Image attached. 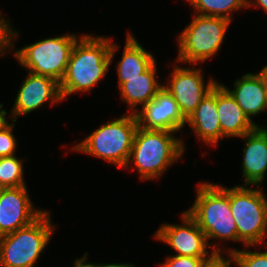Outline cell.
I'll return each instance as SVG.
<instances>
[{
  "instance_id": "7a4b0ae2",
  "label": "cell",
  "mask_w": 267,
  "mask_h": 267,
  "mask_svg": "<svg viewBox=\"0 0 267 267\" xmlns=\"http://www.w3.org/2000/svg\"><path fill=\"white\" fill-rule=\"evenodd\" d=\"M173 134L175 132L138 127L125 168L132 163L142 180L159 178L185 150L182 140Z\"/></svg>"
},
{
  "instance_id": "83f0119b",
  "label": "cell",
  "mask_w": 267,
  "mask_h": 267,
  "mask_svg": "<svg viewBox=\"0 0 267 267\" xmlns=\"http://www.w3.org/2000/svg\"><path fill=\"white\" fill-rule=\"evenodd\" d=\"M257 75L260 77L264 90H265V94H266V99H267V65L264 66V68L262 70L259 71V73H257Z\"/></svg>"
},
{
  "instance_id": "cb8c5ba5",
  "label": "cell",
  "mask_w": 267,
  "mask_h": 267,
  "mask_svg": "<svg viewBox=\"0 0 267 267\" xmlns=\"http://www.w3.org/2000/svg\"><path fill=\"white\" fill-rule=\"evenodd\" d=\"M1 15L2 14H0V54L5 55L7 50L14 48L12 38L16 40L18 33L11 29L9 22Z\"/></svg>"
},
{
  "instance_id": "30bf717a",
  "label": "cell",
  "mask_w": 267,
  "mask_h": 267,
  "mask_svg": "<svg viewBox=\"0 0 267 267\" xmlns=\"http://www.w3.org/2000/svg\"><path fill=\"white\" fill-rule=\"evenodd\" d=\"M171 74V79L166 81H170L169 86L164 85V88L174 97L186 119L218 83L210 79L205 84L200 68L175 66Z\"/></svg>"
},
{
  "instance_id": "4fadbf2b",
  "label": "cell",
  "mask_w": 267,
  "mask_h": 267,
  "mask_svg": "<svg viewBox=\"0 0 267 267\" xmlns=\"http://www.w3.org/2000/svg\"><path fill=\"white\" fill-rule=\"evenodd\" d=\"M26 79L18 91L11 115L14 123L17 117L39 109L45 102L51 100V106L62 101L60 83L42 75L27 72Z\"/></svg>"
},
{
  "instance_id": "3957f363",
  "label": "cell",
  "mask_w": 267,
  "mask_h": 267,
  "mask_svg": "<svg viewBox=\"0 0 267 267\" xmlns=\"http://www.w3.org/2000/svg\"><path fill=\"white\" fill-rule=\"evenodd\" d=\"M195 202L187 213L210 239L240 241L229 201V189L209 182L200 183Z\"/></svg>"
},
{
  "instance_id": "f546056e",
  "label": "cell",
  "mask_w": 267,
  "mask_h": 267,
  "mask_svg": "<svg viewBox=\"0 0 267 267\" xmlns=\"http://www.w3.org/2000/svg\"><path fill=\"white\" fill-rule=\"evenodd\" d=\"M2 107L4 106L0 103V129L4 128L9 123L6 119L7 112L5 109H1Z\"/></svg>"
},
{
  "instance_id": "277c9868",
  "label": "cell",
  "mask_w": 267,
  "mask_h": 267,
  "mask_svg": "<svg viewBox=\"0 0 267 267\" xmlns=\"http://www.w3.org/2000/svg\"><path fill=\"white\" fill-rule=\"evenodd\" d=\"M137 129L136 115L124 114L121 118L101 125L82 142L76 144L72 151L93 155L125 168Z\"/></svg>"
},
{
  "instance_id": "9a60e30c",
  "label": "cell",
  "mask_w": 267,
  "mask_h": 267,
  "mask_svg": "<svg viewBox=\"0 0 267 267\" xmlns=\"http://www.w3.org/2000/svg\"><path fill=\"white\" fill-rule=\"evenodd\" d=\"M216 104L223 137H243L259 127L249 120L230 93L217 83Z\"/></svg>"
},
{
  "instance_id": "1f68e13d",
  "label": "cell",
  "mask_w": 267,
  "mask_h": 267,
  "mask_svg": "<svg viewBox=\"0 0 267 267\" xmlns=\"http://www.w3.org/2000/svg\"><path fill=\"white\" fill-rule=\"evenodd\" d=\"M0 267H2V265H1V250H0Z\"/></svg>"
},
{
  "instance_id": "5bb4252c",
  "label": "cell",
  "mask_w": 267,
  "mask_h": 267,
  "mask_svg": "<svg viewBox=\"0 0 267 267\" xmlns=\"http://www.w3.org/2000/svg\"><path fill=\"white\" fill-rule=\"evenodd\" d=\"M242 161L243 185H261L267 172V128L256 127L245 134Z\"/></svg>"
},
{
  "instance_id": "ac0fdd59",
  "label": "cell",
  "mask_w": 267,
  "mask_h": 267,
  "mask_svg": "<svg viewBox=\"0 0 267 267\" xmlns=\"http://www.w3.org/2000/svg\"><path fill=\"white\" fill-rule=\"evenodd\" d=\"M156 61L142 74L134 78H125L119 88L122 96V101L132 109V114L136 113L138 109L136 106H145L156 94L164 87L159 84L156 78ZM134 111V112H133Z\"/></svg>"
},
{
  "instance_id": "8fae6325",
  "label": "cell",
  "mask_w": 267,
  "mask_h": 267,
  "mask_svg": "<svg viewBox=\"0 0 267 267\" xmlns=\"http://www.w3.org/2000/svg\"><path fill=\"white\" fill-rule=\"evenodd\" d=\"M45 211L35 210L26 186L0 188V236L30 225Z\"/></svg>"
},
{
  "instance_id": "8992f818",
  "label": "cell",
  "mask_w": 267,
  "mask_h": 267,
  "mask_svg": "<svg viewBox=\"0 0 267 267\" xmlns=\"http://www.w3.org/2000/svg\"><path fill=\"white\" fill-rule=\"evenodd\" d=\"M246 185L229 188V201L240 242L246 247L262 243L267 233V199Z\"/></svg>"
},
{
  "instance_id": "7c38bea8",
  "label": "cell",
  "mask_w": 267,
  "mask_h": 267,
  "mask_svg": "<svg viewBox=\"0 0 267 267\" xmlns=\"http://www.w3.org/2000/svg\"><path fill=\"white\" fill-rule=\"evenodd\" d=\"M135 115L138 127L146 130L176 133L187 124L176 100L164 87L141 110L138 108Z\"/></svg>"
},
{
  "instance_id": "d4e9b609",
  "label": "cell",
  "mask_w": 267,
  "mask_h": 267,
  "mask_svg": "<svg viewBox=\"0 0 267 267\" xmlns=\"http://www.w3.org/2000/svg\"><path fill=\"white\" fill-rule=\"evenodd\" d=\"M208 258L172 255L166 259L161 267H200Z\"/></svg>"
},
{
  "instance_id": "2e32d148",
  "label": "cell",
  "mask_w": 267,
  "mask_h": 267,
  "mask_svg": "<svg viewBox=\"0 0 267 267\" xmlns=\"http://www.w3.org/2000/svg\"><path fill=\"white\" fill-rule=\"evenodd\" d=\"M197 138L216 146L223 135L216 104V86L200 102L193 113L186 119Z\"/></svg>"
},
{
  "instance_id": "6da1fadb",
  "label": "cell",
  "mask_w": 267,
  "mask_h": 267,
  "mask_svg": "<svg viewBox=\"0 0 267 267\" xmlns=\"http://www.w3.org/2000/svg\"><path fill=\"white\" fill-rule=\"evenodd\" d=\"M117 48V44L103 36H80L60 82L62 98L76 92L90 93L91 88L105 78Z\"/></svg>"
},
{
  "instance_id": "5b68a950",
  "label": "cell",
  "mask_w": 267,
  "mask_h": 267,
  "mask_svg": "<svg viewBox=\"0 0 267 267\" xmlns=\"http://www.w3.org/2000/svg\"><path fill=\"white\" fill-rule=\"evenodd\" d=\"M53 231L50 212L45 211L30 225L0 236L2 267H35Z\"/></svg>"
},
{
  "instance_id": "ffe728a7",
  "label": "cell",
  "mask_w": 267,
  "mask_h": 267,
  "mask_svg": "<svg viewBox=\"0 0 267 267\" xmlns=\"http://www.w3.org/2000/svg\"><path fill=\"white\" fill-rule=\"evenodd\" d=\"M198 15L231 21V12L247 7V0H187Z\"/></svg>"
},
{
  "instance_id": "52a82bcc",
  "label": "cell",
  "mask_w": 267,
  "mask_h": 267,
  "mask_svg": "<svg viewBox=\"0 0 267 267\" xmlns=\"http://www.w3.org/2000/svg\"><path fill=\"white\" fill-rule=\"evenodd\" d=\"M231 21L194 14L189 25L178 37V62L195 65L213 57L219 51Z\"/></svg>"
},
{
  "instance_id": "9c48e42d",
  "label": "cell",
  "mask_w": 267,
  "mask_h": 267,
  "mask_svg": "<svg viewBox=\"0 0 267 267\" xmlns=\"http://www.w3.org/2000/svg\"><path fill=\"white\" fill-rule=\"evenodd\" d=\"M182 221L184 225L162 224L154 236L171 246L178 256L210 257L214 252H221L215 246L209 255L205 233L187 211L182 213Z\"/></svg>"
},
{
  "instance_id": "7402d4cb",
  "label": "cell",
  "mask_w": 267,
  "mask_h": 267,
  "mask_svg": "<svg viewBox=\"0 0 267 267\" xmlns=\"http://www.w3.org/2000/svg\"><path fill=\"white\" fill-rule=\"evenodd\" d=\"M239 267H267V250L265 252L248 250H228Z\"/></svg>"
},
{
  "instance_id": "d6986e66",
  "label": "cell",
  "mask_w": 267,
  "mask_h": 267,
  "mask_svg": "<svg viewBox=\"0 0 267 267\" xmlns=\"http://www.w3.org/2000/svg\"><path fill=\"white\" fill-rule=\"evenodd\" d=\"M125 41L122 59L117 65L119 87L125 83V78L138 77L155 62L153 55L146 51L131 33H128Z\"/></svg>"
},
{
  "instance_id": "44dd1931",
  "label": "cell",
  "mask_w": 267,
  "mask_h": 267,
  "mask_svg": "<svg viewBox=\"0 0 267 267\" xmlns=\"http://www.w3.org/2000/svg\"><path fill=\"white\" fill-rule=\"evenodd\" d=\"M23 163L15 155L0 157V188L26 186Z\"/></svg>"
},
{
  "instance_id": "603a6c76",
  "label": "cell",
  "mask_w": 267,
  "mask_h": 267,
  "mask_svg": "<svg viewBox=\"0 0 267 267\" xmlns=\"http://www.w3.org/2000/svg\"><path fill=\"white\" fill-rule=\"evenodd\" d=\"M14 125V123L8 124L0 129V157L12 156L15 154L17 141L12 134Z\"/></svg>"
},
{
  "instance_id": "4dcf8cb0",
  "label": "cell",
  "mask_w": 267,
  "mask_h": 267,
  "mask_svg": "<svg viewBox=\"0 0 267 267\" xmlns=\"http://www.w3.org/2000/svg\"><path fill=\"white\" fill-rule=\"evenodd\" d=\"M98 267H135V266L130 264V263H128V264H126V263L125 264L124 263H122V264L121 263H119V264H116V263L115 264L114 263L113 264H109V263L108 264L107 263L106 264H99L98 263Z\"/></svg>"
},
{
  "instance_id": "484cf974",
  "label": "cell",
  "mask_w": 267,
  "mask_h": 267,
  "mask_svg": "<svg viewBox=\"0 0 267 267\" xmlns=\"http://www.w3.org/2000/svg\"><path fill=\"white\" fill-rule=\"evenodd\" d=\"M221 252H214L208 259L204 260L200 267H230L231 261L235 262L231 253L227 252L229 259L224 258ZM232 259V260H231Z\"/></svg>"
},
{
  "instance_id": "e0dca14e",
  "label": "cell",
  "mask_w": 267,
  "mask_h": 267,
  "mask_svg": "<svg viewBox=\"0 0 267 267\" xmlns=\"http://www.w3.org/2000/svg\"><path fill=\"white\" fill-rule=\"evenodd\" d=\"M234 84L233 90H229L224 84L222 86L235 99L249 120L253 122L252 116H257L267 109V99L262 81L257 73H248L236 80Z\"/></svg>"
},
{
  "instance_id": "f1b7e54d",
  "label": "cell",
  "mask_w": 267,
  "mask_h": 267,
  "mask_svg": "<svg viewBox=\"0 0 267 267\" xmlns=\"http://www.w3.org/2000/svg\"><path fill=\"white\" fill-rule=\"evenodd\" d=\"M258 5H260L259 7L263 8V10L267 12V0H254V2H252L251 0H247V7H258Z\"/></svg>"
},
{
  "instance_id": "4316f807",
  "label": "cell",
  "mask_w": 267,
  "mask_h": 267,
  "mask_svg": "<svg viewBox=\"0 0 267 267\" xmlns=\"http://www.w3.org/2000/svg\"><path fill=\"white\" fill-rule=\"evenodd\" d=\"M84 257L75 260L74 262V267H98V263L97 264H93V263H85V261L87 260V252L83 255Z\"/></svg>"
},
{
  "instance_id": "ba28073f",
  "label": "cell",
  "mask_w": 267,
  "mask_h": 267,
  "mask_svg": "<svg viewBox=\"0 0 267 267\" xmlns=\"http://www.w3.org/2000/svg\"><path fill=\"white\" fill-rule=\"evenodd\" d=\"M78 38L76 34H67L44 39L14 51V57L29 72L50 77L60 83Z\"/></svg>"
}]
</instances>
